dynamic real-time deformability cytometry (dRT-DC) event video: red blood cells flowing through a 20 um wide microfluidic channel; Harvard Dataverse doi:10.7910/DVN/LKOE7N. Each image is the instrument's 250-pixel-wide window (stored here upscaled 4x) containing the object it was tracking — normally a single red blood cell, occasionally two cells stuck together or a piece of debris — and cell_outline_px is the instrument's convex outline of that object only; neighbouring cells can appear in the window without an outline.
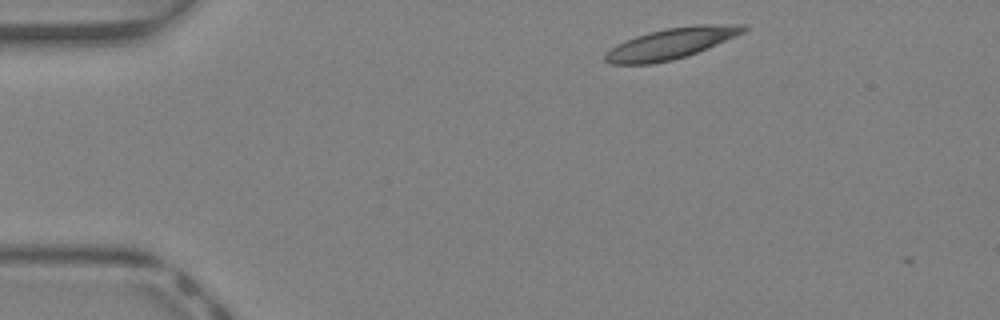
{"species": "Egyptian fruit bat (a non-hibernating species)", "species_latin": "Rousettus aegyptiacus", "temperature_condition": "warm", "stored_images_in_passage": 4, "camera_frame_rate_fps": 3000, "um_per_image_px": 0.085, "animal": {"sex": "female"}, "frame": {"image": 1, "passage_image": 1, "time_ms": 0.0, "image_size_px": [1000, 320], "cell_outline_px": [[748, 28], [744, 32], [708, 48], [672, 60], [652, 64], [608, 64], [604, 60], [604, 56], [616, 44], [636, 36], [648, 32], [668, 28], [696, 24], [748, 24]], "centroid_in_image_um": [57.05, 3.68], "position_along_channel_um": 27.9, "area_um2": 24.74}}